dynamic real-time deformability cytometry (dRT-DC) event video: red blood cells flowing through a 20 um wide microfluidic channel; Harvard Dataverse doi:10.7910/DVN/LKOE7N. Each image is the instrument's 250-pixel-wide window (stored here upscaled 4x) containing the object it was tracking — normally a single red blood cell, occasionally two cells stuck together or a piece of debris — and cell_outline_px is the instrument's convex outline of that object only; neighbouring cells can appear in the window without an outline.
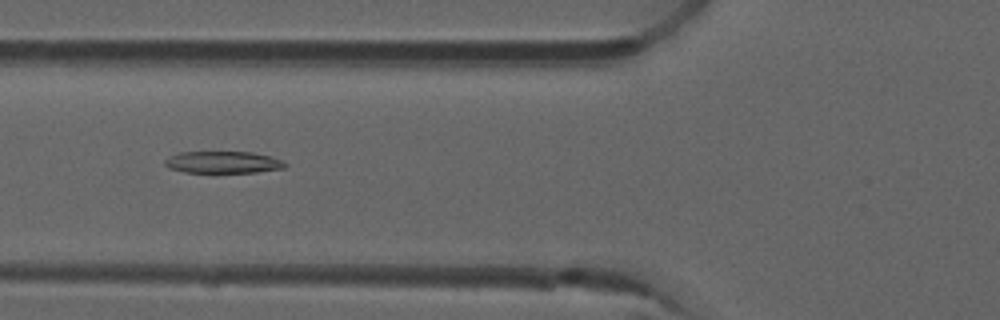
{"species": "common noctule bat (a hibernating species)", "species_latin": "Nyctalus noctula", "temperature_condition": "room temperature", "stored_images_in_passage": 51, "camera_frame_rate_fps": 3000, "um_per_image_px": 0.085, "animal": {"sex": "male", "forearm_length_mm": 52.5}, "frame": {"image": 1, "passage_image": 19, "time_ms": 6.0, "image_size_px": [1000, 320], "cell_outline_px": [[288, 164], [284, 168], [256, 172], [184, 172], [168, 168], [164, 164], [164, 160], [168, 156], [180, 152], [252, 152], [284, 160]], "centroid_in_image_um": [18.94, 13.79], "position_along_channel_um": 106.9, "area_um2": 15.37}}
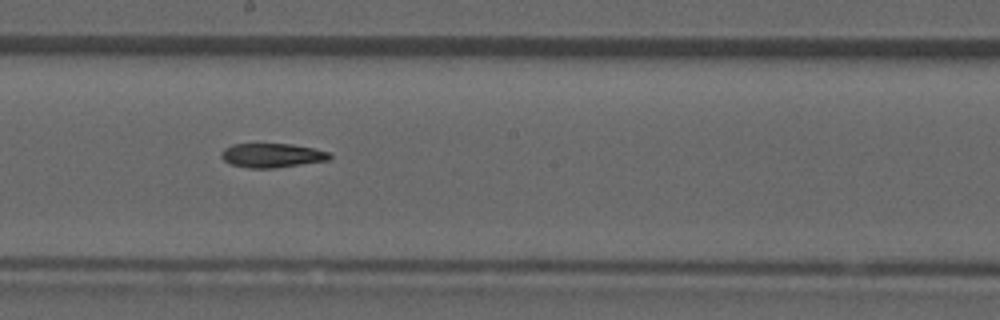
{"frame": {"image": 2, "passage_image": 28, "time_ms": 9.0, "image_size_px": [1000, 320], "cell_outline_px": [[332, 156], [328, 160], [272, 168], [248, 168], [232, 164], [224, 160], [220, 156], [220, 152], [224, 148], [232, 144], [292, 144], [312, 148], [328, 152]], "centroid_in_image_um": [23.07, 13.2], "position_along_channel_um": 225.1, "area_um2": 15.09}}
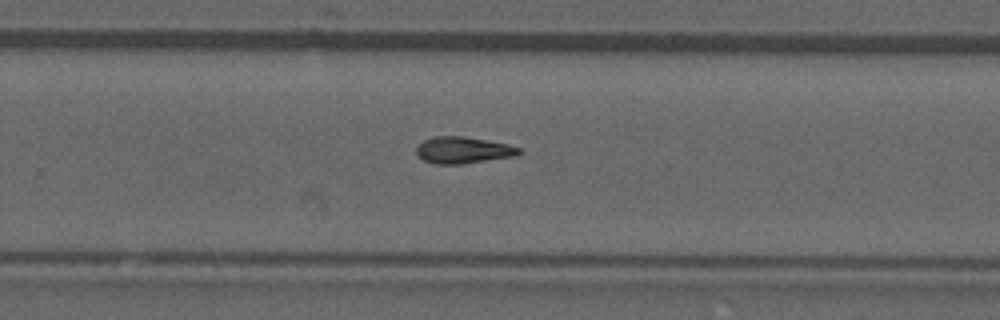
{"frame": {"image": 3, "passage_image": 33, "time_ms": 10.667, "image_size_px": [1000, 320], "cell_outline_px": [[520, 156], [460, 164], [436, 164], [424, 160], [416, 152], [416, 148], [424, 140], [436, 136], [464, 136], [508, 144], [520, 148]], "centroid_in_image_um": [39.41, 12.76], "position_along_channel_um": 290.4, "area_um2": 15.9}}